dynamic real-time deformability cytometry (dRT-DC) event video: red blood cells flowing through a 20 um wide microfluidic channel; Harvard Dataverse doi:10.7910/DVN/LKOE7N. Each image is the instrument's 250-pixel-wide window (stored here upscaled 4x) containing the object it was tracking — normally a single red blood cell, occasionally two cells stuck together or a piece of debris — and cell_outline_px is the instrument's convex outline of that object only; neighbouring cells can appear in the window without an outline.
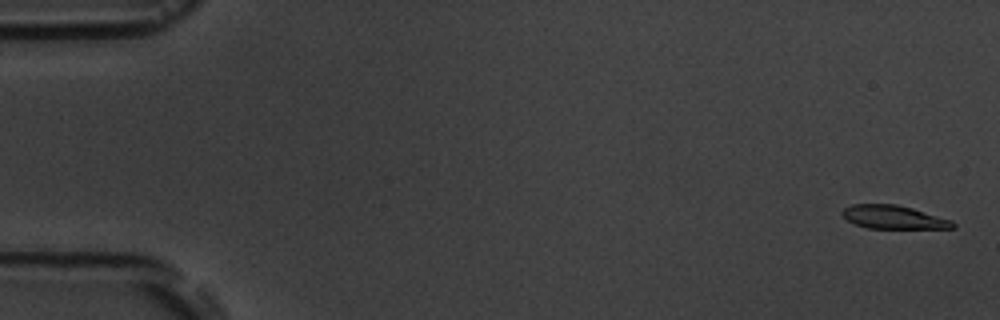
{"species": "common noctule bat (a hibernating species)", "species_latin": "Nyctalus noctula", "temperature_condition": "room temperature", "stored_images_in_passage": 4, "camera_frame_rate_fps": 3000, "um_per_image_px": 0.085, "animal": {"sex": "male", "body_mass_g": 19.5, "forearm_length_mm": 54.6}, "frame": {"image": 1, "passage_image": 1, "time_ms": 0.0, "image_size_px": [1000, 320], "cell_outline_px": [[956, 228], [868, 228], [856, 224], [848, 220], [840, 212], [844, 208], [852, 204], [896, 204], [912, 208], [952, 220], [956, 224]], "centroid_in_image_um": [75.96, 18.45], "position_along_channel_um": 9.0, "area_um2": 14.97}}